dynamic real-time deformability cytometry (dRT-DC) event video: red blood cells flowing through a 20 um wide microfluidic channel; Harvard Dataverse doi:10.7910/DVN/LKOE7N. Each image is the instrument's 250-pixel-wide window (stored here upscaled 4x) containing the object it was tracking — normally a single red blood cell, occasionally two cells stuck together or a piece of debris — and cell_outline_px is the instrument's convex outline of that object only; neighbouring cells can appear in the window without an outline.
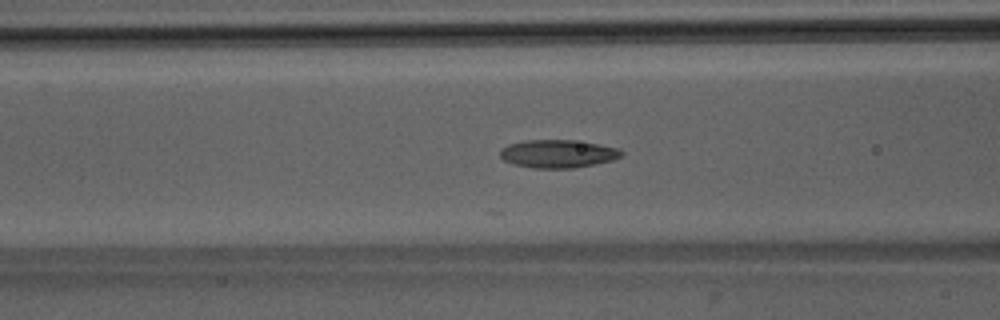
{"species": "Egyptian fruit bat (a non-hibernating species)", "species_latin": "Rousettus aegyptiacus", "temperature_condition": "room temperature", "stored_images_in_passage": 19, "camera_frame_rate_fps": 3000, "um_per_image_px": 0.085, "animal": {"sex": "male"}, "frame": {"image": 1, "passage_image": 8, "time_ms": 2.333, "image_size_px": [1000, 320], "cell_outline_px": [[624, 152], [620, 156], [612, 160], [596, 164], [572, 168], [532, 168], [512, 164], [504, 160], [500, 156], [500, 152], [508, 144], [524, 140], [572, 140], [620, 148]], "centroid_in_image_um": [47.41, 13.07], "position_along_channel_um": 119.2, "area_um2": 19.77}}
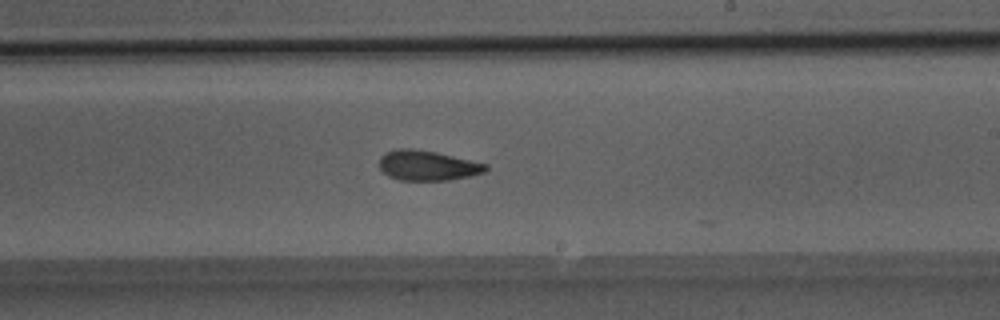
{"frame": {"image": 2, "passage_image": 18, "time_ms": 5.667, "image_size_px": [1000, 320], "cell_outline_px": [[488, 168], [484, 172], [472, 176], [448, 180], [400, 180], [388, 176], [380, 168], [380, 156], [384, 152], [396, 148], [412, 148], [436, 152], [488, 164]], "centroid_in_image_um": [36.33, 14.06], "position_along_channel_um": 252.7, "area_um2": 18.73}}